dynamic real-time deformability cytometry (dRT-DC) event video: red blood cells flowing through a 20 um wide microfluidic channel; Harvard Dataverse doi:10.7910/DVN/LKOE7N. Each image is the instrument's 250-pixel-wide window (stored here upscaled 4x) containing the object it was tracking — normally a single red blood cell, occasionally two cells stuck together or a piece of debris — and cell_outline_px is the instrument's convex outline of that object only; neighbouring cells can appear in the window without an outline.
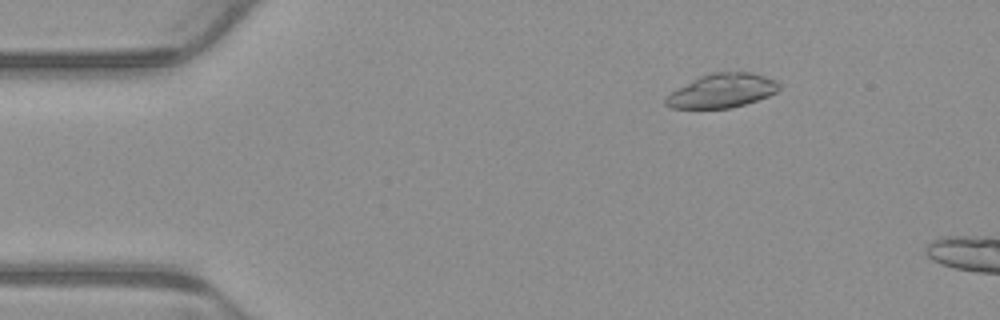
{"species": "common noctule bat (a hibernating species)", "species_latin": "Nyctalus noctula", "temperature_condition": "warm", "stored_images_in_passage": 3, "camera_frame_rate_fps": 3000, "um_per_image_px": 0.085, "animal": {"sex": "male", "body_mass_g": 23.1, "forearm_length_mm": 52.7}, "frame": {"image": 1, "passage_image": 1, "time_ms": 0.0, "image_size_px": [1000, 320], "cell_outline_px": [[780, 88], [776, 92], [768, 96], [732, 108], [672, 108], [664, 104], [664, 100], [672, 92], [692, 80], [700, 76], [712, 72], [752, 72], [776, 80], [780, 84]], "centroid_in_image_um": [61.4, 7.71], "position_along_channel_um": 23.6, "area_um2": 22.25}}